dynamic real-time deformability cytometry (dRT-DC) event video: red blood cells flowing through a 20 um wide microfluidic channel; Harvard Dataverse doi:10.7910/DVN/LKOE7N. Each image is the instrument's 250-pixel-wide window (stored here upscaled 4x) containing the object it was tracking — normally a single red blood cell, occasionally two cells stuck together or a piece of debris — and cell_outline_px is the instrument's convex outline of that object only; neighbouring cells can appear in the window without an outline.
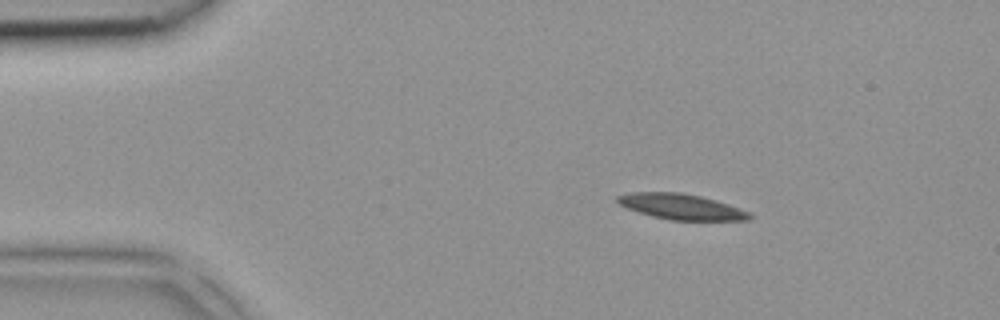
{"species": "common noctule bat (a hibernating species)", "species_latin": "Nyctalus noctula", "temperature_condition": "room temperature", "stored_images_in_passage": 3, "camera_frame_rate_fps": 3000, "um_per_image_px": 0.085, "animal": {"sex": "female", "body_mass_g": 18.4}, "frame": {"image": 1, "passage_image": 1, "time_ms": 0.0, "image_size_px": [1000, 320], "cell_outline_px": [[752, 220], [668, 220], [652, 216], [628, 208], [620, 204], [616, 200], [616, 196], [632, 192], [680, 192], [700, 196], [716, 200], [728, 204], [748, 212], [752, 216]], "centroid_in_image_um": [57.9, 17.57], "position_along_channel_um": 27.1, "area_um2": 19.54}}
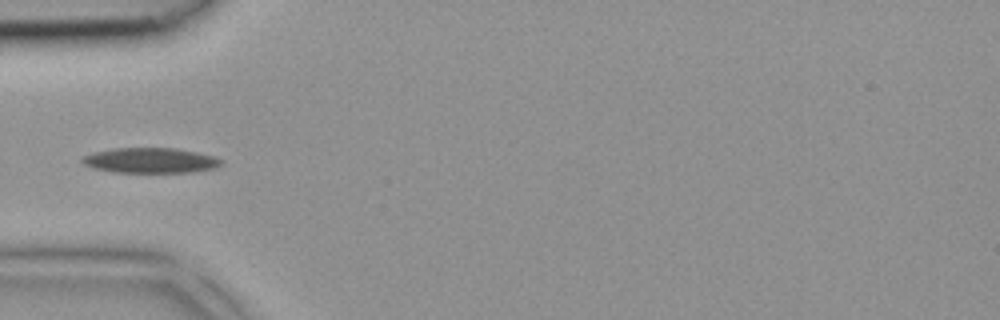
{"frame": {"image": 2, "passage_image": 3, "time_ms": 0.667, "image_size_px": [1000, 320], "cell_outline_px": [[224, 160], [220, 164], [212, 168], [196, 172], [116, 172], [92, 168], [84, 164], [80, 160], [80, 156], [92, 152], [112, 148], [176, 148], [196, 152], [212, 156]], "centroid_in_image_um": [12.71, 13.63], "position_along_channel_um": 72.3, "area_um2": 20.46}}